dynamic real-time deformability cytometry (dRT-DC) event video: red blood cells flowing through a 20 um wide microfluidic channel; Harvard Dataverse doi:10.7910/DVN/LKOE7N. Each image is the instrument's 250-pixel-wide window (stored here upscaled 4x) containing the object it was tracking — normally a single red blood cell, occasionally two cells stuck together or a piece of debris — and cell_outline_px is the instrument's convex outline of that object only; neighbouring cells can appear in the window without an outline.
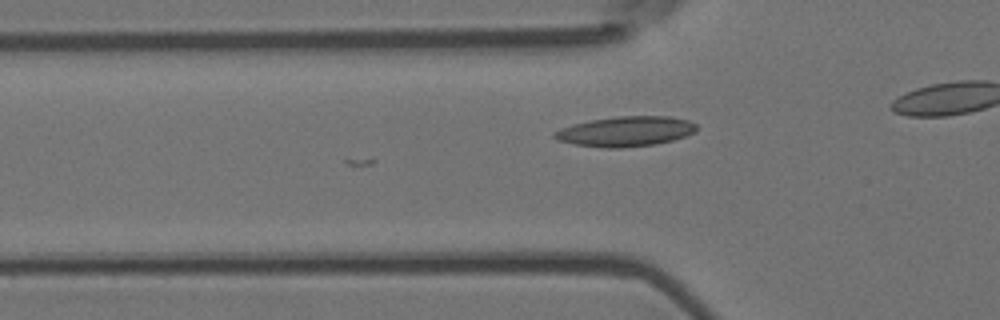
{"species": "Egyptian fruit bat (a non-hibernating species)", "species_latin": "Rousettus aegyptiacus", "temperature_condition": "room temperature", "stored_images_in_passage": 4, "camera_frame_rate_fps": 3000, "um_per_image_px": 0.085, "animal": {"sex": "female"}, "frame": {"image": 1, "passage_image": 4, "time_ms": 1.0, "image_size_px": [1000, 320], "cell_outline_px": [[696, 132], [672, 140], [656, 144], [620, 148], [604, 148], [576, 144], [556, 140], [552, 136], [552, 132], [560, 128], [572, 124], [592, 120], [620, 116], [672, 116], [688, 120], [696, 124]], "centroid_in_image_um": [53.16, 11.17], "position_along_channel_um": 72.6, "area_um2": 24.91}}